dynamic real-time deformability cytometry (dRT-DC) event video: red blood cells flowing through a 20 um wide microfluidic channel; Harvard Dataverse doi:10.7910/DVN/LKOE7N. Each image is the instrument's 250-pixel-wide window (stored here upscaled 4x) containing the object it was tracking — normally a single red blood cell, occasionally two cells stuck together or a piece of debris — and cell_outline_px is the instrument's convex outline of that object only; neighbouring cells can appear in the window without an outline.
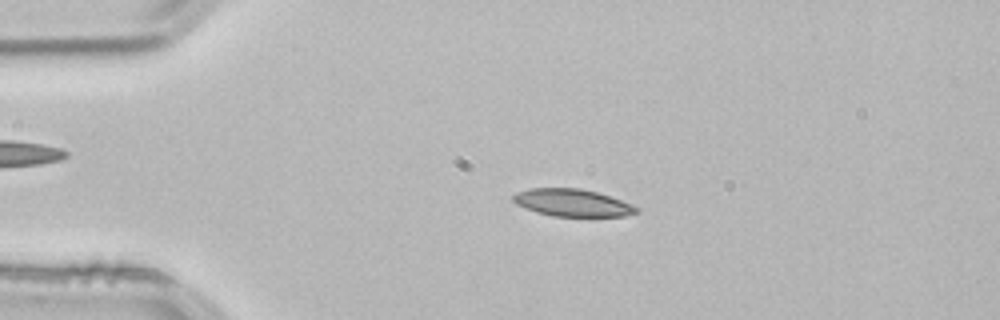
{"species": "common noctule bat (a hibernating species)", "species_latin": "Nyctalus noctula", "temperature_condition": "room temperature", "stored_images_in_passage": 53, "camera_frame_rate_fps": 3000, "um_per_image_px": 0.085, "animal": {"sex": "male", "body_mass_g": 21.5, "forearm_length_mm": 52.0}, "frame": {"image": 1, "passage_image": 11, "time_ms": 3.333, "image_size_px": [1000, 320], "cell_outline_px": [[640, 212], [624, 216], [552, 216], [536, 212], [524, 208], [516, 204], [512, 200], [512, 196], [516, 192], [528, 188], [580, 188], [596, 192], [632, 204], [640, 208]], "centroid_in_image_um": [48.63, 17.23], "position_along_channel_um": 36.4, "area_um2": 19.71}}
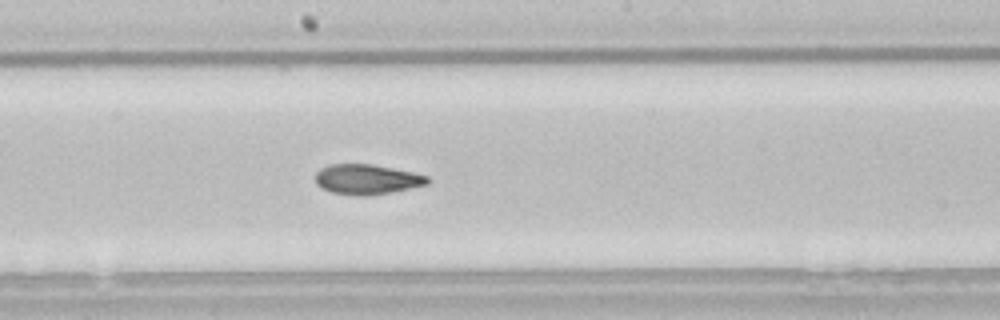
{"frame": {"image": 2, "passage_image": 28, "time_ms": 9.0, "image_size_px": [1000, 320], "cell_outline_px": [[428, 184], [388, 192], [364, 196], [356, 196], [332, 192], [316, 184], [316, 172], [320, 168], [328, 164], [372, 164], [412, 172], [428, 176]], "centroid_in_image_um": [31.14, 15.23], "position_along_channel_um": 217.1, "area_um2": 19.36}}
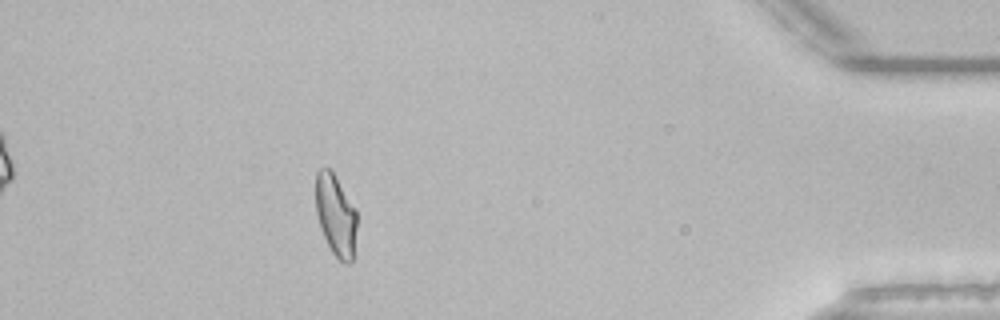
{"frame": {"image": 3, "passage_image": 47, "time_ms": 15.333, "image_size_px": [1000, 320], "cell_outline_px": [[356, 228], [352, 260], [348, 264], [344, 264], [332, 252], [320, 228], [316, 212], [316, 172], [320, 168], [332, 168], [356, 208]], "centroid_in_image_um": [28.53, 18.24], "position_along_channel_um": 406.7, "area_um2": 19.71}, "authors_computed_cell_mechanics": {"area_um2": 20.0566, "velocity_mm_per_s": 3.8314, "shape_relaxation_time_tau1_ms": 3.813, "shape_relaxation_time_tau2_ms": 2.1428, "deformation_change_tau1": 0.1627, "deformation_change_tau2": 0.0836}}